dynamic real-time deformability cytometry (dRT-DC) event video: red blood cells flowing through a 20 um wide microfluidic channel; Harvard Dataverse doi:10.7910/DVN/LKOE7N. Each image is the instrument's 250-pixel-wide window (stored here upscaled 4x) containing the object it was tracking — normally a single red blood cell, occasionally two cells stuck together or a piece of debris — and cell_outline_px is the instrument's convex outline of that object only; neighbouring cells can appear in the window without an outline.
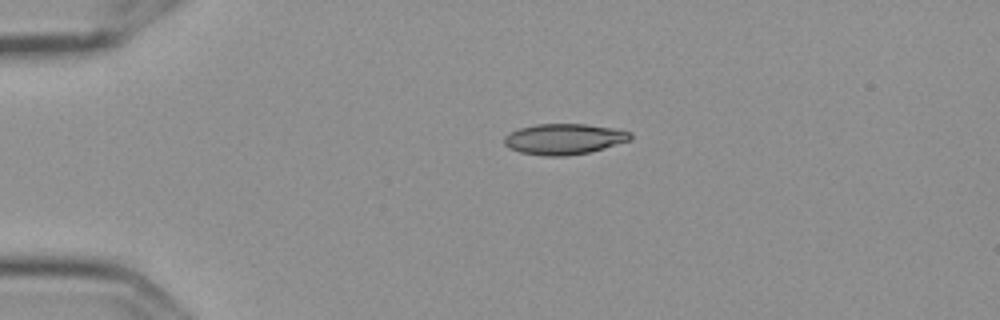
{"species": "Egyptian fruit bat (a non-hibernating species)", "species_latin": "Rousettus aegyptiacus", "temperature_condition": "cold", "stored_images_in_passage": 2, "camera_frame_rate_fps": 3000, "um_per_image_px": 0.085, "frame": {"image": 1, "passage_image": 1, "time_ms": 0.0, "image_size_px": [1000, 320], "cell_outline_px": [[632, 140], [604, 148], [588, 152], [568, 156], [544, 156], [520, 152], [508, 148], [504, 144], [504, 136], [508, 132], [520, 128], [536, 124], [584, 124], [620, 128], [632, 132]], "centroid_in_image_um": [47.97, 11.81], "position_along_channel_um": 37.0, "area_um2": 22.95}}